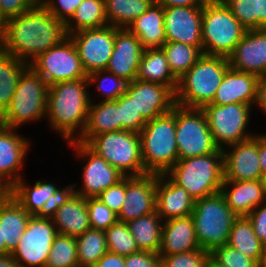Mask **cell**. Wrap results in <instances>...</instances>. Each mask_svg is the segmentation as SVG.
Here are the masks:
<instances>
[{"mask_svg":"<svg viewBox=\"0 0 266 267\" xmlns=\"http://www.w3.org/2000/svg\"><path fill=\"white\" fill-rule=\"evenodd\" d=\"M205 267H219V266H217L214 262H212V261L209 259V261L206 263Z\"/></svg>","mask_w":266,"mask_h":267,"instance_id":"cell-64","label":"cell"},{"mask_svg":"<svg viewBox=\"0 0 266 267\" xmlns=\"http://www.w3.org/2000/svg\"><path fill=\"white\" fill-rule=\"evenodd\" d=\"M89 223L91 228L106 231L118 221L117 214L97 197L86 198Z\"/></svg>","mask_w":266,"mask_h":267,"instance_id":"cell-44","label":"cell"},{"mask_svg":"<svg viewBox=\"0 0 266 267\" xmlns=\"http://www.w3.org/2000/svg\"><path fill=\"white\" fill-rule=\"evenodd\" d=\"M153 2L154 0H104L108 25L128 28Z\"/></svg>","mask_w":266,"mask_h":267,"instance_id":"cell-36","label":"cell"},{"mask_svg":"<svg viewBox=\"0 0 266 267\" xmlns=\"http://www.w3.org/2000/svg\"><path fill=\"white\" fill-rule=\"evenodd\" d=\"M256 105L259 106V108L266 115V74L259 77V80H258V92H257Z\"/></svg>","mask_w":266,"mask_h":267,"instance_id":"cell-55","label":"cell"},{"mask_svg":"<svg viewBox=\"0 0 266 267\" xmlns=\"http://www.w3.org/2000/svg\"><path fill=\"white\" fill-rule=\"evenodd\" d=\"M266 28V0H258V29Z\"/></svg>","mask_w":266,"mask_h":267,"instance_id":"cell-57","label":"cell"},{"mask_svg":"<svg viewBox=\"0 0 266 267\" xmlns=\"http://www.w3.org/2000/svg\"><path fill=\"white\" fill-rule=\"evenodd\" d=\"M229 68L228 57L203 54L178 79L175 92L176 104L186 108L199 109L211 104L216 90Z\"/></svg>","mask_w":266,"mask_h":267,"instance_id":"cell-3","label":"cell"},{"mask_svg":"<svg viewBox=\"0 0 266 267\" xmlns=\"http://www.w3.org/2000/svg\"><path fill=\"white\" fill-rule=\"evenodd\" d=\"M76 244L79 267H94L108 252L105 231L98 229L89 228L82 235L77 236Z\"/></svg>","mask_w":266,"mask_h":267,"instance_id":"cell-38","label":"cell"},{"mask_svg":"<svg viewBox=\"0 0 266 267\" xmlns=\"http://www.w3.org/2000/svg\"><path fill=\"white\" fill-rule=\"evenodd\" d=\"M161 257V267H205L210 253L204 250H193Z\"/></svg>","mask_w":266,"mask_h":267,"instance_id":"cell-47","label":"cell"},{"mask_svg":"<svg viewBox=\"0 0 266 267\" xmlns=\"http://www.w3.org/2000/svg\"><path fill=\"white\" fill-rule=\"evenodd\" d=\"M5 254H11V253L6 249L5 241H2V234L0 228V256Z\"/></svg>","mask_w":266,"mask_h":267,"instance_id":"cell-59","label":"cell"},{"mask_svg":"<svg viewBox=\"0 0 266 267\" xmlns=\"http://www.w3.org/2000/svg\"><path fill=\"white\" fill-rule=\"evenodd\" d=\"M48 88L45 80L28 65L19 77L9 106L0 115V125L16 129L46 118Z\"/></svg>","mask_w":266,"mask_h":267,"instance_id":"cell-6","label":"cell"},{"mask_svg":"<svg viewBox=\"0 0 266 267\" xmlns=\"http://www.w3.org/2000/svg\"><path fill=\"white\" fill-rule=\"evenodd\" d=\"M128 29L140 40L143 49L161 48L166 43L164 7L153 2Z\"/></svg>","mask_w":266,"mask_h":267,"instance_id":"cell-30","label":"cell"},{"mask_svg":"<svg viewBox=\"0 0 266 267\" xmlns=\"http://www.w3.org/2000/svg\"><path fill=\"white\" fill-rule=\"evenodd\" d=\"M139 136L146 173L166 174L179 160L175 106L169 113L147 121Z\"/></svg>","mask_w":266,"mask_h":267,"instance_id":"cell-4","label":"cell"},{"mask_svg":"<svg viewBox=\"0 0 266 267\" xmlns=\"http://www.w3.org/2000/svg\"><path fill=\"white\" fill-rule=\"evenodd\" d=\"M261 186L263 187V191L266 195V172L262 173L260 177Z\"/></svg>","mask_w":266,"mask_h":267,"instance_id":"cell-62","label":"cell"},{"mask_svg":"<svg viewBox=\"0 0 266 267\" xmlns=\"http://www.w3.org/2000/svg\"><path fill=\"white\" fill-rule=\"evenodd\" d=\"M6 20L3 18V16L0 13V42L2 41L4 30H5Z\"/></svg>","mask_w":266,"mask_h":267,"instance_id":"cell-60","label":"cell"},{"mask_svg":"<svg viewBox=\"0 0 266 267\" xmlns=\"http://www.w3.org/2000/svg\"><path fill=\"white\" fill-rule=\"evenodd\" d=\"M210 260L219 267H258L255 260L227 244L213 249Z\"/></svg>","mask_w":266,"mask_h":267,"instance_id":"cell-46","label":"cell"},{"mask_svg":"<svg viewBox=\"0 0 266 267\" xmlns=\"http://www.w3.org/2000/svg\"><path fill=\"white\" fill-rule=\"evenodd\" d=\"M88 108V118L82 135L76 141L87 143L93 136L119 131V101L101 100Z\"/></svg>","mask_w":266,"mask_h":267,"instance_id":"cell-31","label":"cell"},{"mask_svg":"<svg viewBox=\"0 0 266 267\" xmlns=\"http://www.w3.org/2000/svg\"><path fill=\"white\" fill-rule=\"evenodd\" d=\"M105 74V75H103ZM89 85L100 81L97 84V90L101 91L100 95H104L103 100H116L126 92L128 82L121 77L108 72L107 70H98L87 75ZM110 85V86H109Z\"/></svg>","mask_w":266,"mask_h":267,"instance_id":"cell-42","label":"cell"},{"mask_svg":"<svg viewBox=\"0 0 266 267\" xmlns=\"http://www.w3.org/2000/svg\"><path fill=\"white\" fill-rule=\"evenodd\" d=\"M31 216L9 192L0 199L2 241H5L6 249L10 253L17 247Z\"/></svg>","mask_w":266,"mask_h":267,"instance_id":"cell-29","label":"cell"},{"mask_svg":"<svg viewBox=\"0 0 266 267\" xmlns=\"http://www.w3.org/2000/svg\"><path fill=\"white\" fill-rule=\"evenodd\" d=\"M83 0H39V2L55 16L66 23L77 10Z\"/></svg>","mask_w":266,"mask_h":267,"instance_id":"cell-48","label":"cell"},{"mask_svg":"<svg viewBox=\"0 0 266 267\" xmlns=\"http://www.w3.org/2000/svg\"><path fill=\"white\" fill-rule=\"evenodd\" d=\"M117 100L119 101V131L125 130L139 134L146 121L140 112H137L133 100L126 93Z\"/></svg>","mask_w":266,"mask_h":267,"instance_id":"cell-43","label":"cell"},{"mask_svg":"<svg viewBox=\"0 0 266 267\" xmlns=\"http://www.w3.org/2000/svg\"><path fill=\"white\" fill-rule=\"evenodd\" d=\"M8 192V190L0 183V199Z\"/></svg>","mask_w":266,"mask_h":267,"instance_id":"cell-63","label":"cell"},{"mask_svg":"<svg viewBox=\"0 0 266 267\" xmlns=\"http://www.w3.org/2000/svg\"><path fill=\"white\" fill-rule=\"evenodd\" d=\"M157 174L125 177V199L118 221L129 222L156 211Z\"/></svg>","mask_w":266,"mask_h":267,"instance_id":"cell-19","label":"cell"},{"mask_svg":"<svg viewBox=\"0 0 266 267\" xmlns=\"http://www.w3.org/2000/svg\"><path fill=\"white\" fill-rule=\"evenodd\" d=\"M264 204H261L254 208L247 215V217L252 223L254 233L257 235L258 239L266 246V202Z\"/></svg>","mask_w":266,"mask_h":267,"instance_id":"cell-52","label":"cell"},{"mask_svg":"<svg viewBox=\"0 0 266 267\" xmlns=\"http://www.w3.org/2000/svg\"><path fill=\"white\" fill-rule=\"evenodd\" d=\"M49 216L61 235L76 238L91 228L86 198L70 189L54 204Z\"/></svg>","mask_w":266,"mask_h":267,"instance_id":"cell-21","label":"cell"},{"mask_svg":"<svg viewBox=\"0 0 266 267\" xmlns=\"http://www.w3.org/2000/svg\"><path fill=\"white\" fill-rule=\"evenodd\" d=\"M195 199L167 174L157 175L156 211L163 221L192 214Z\"/></svg>","mask_w":266,"mask_h":267,"instance_id":"cell-25","label":"cell"},{"mask_svg":"<svg viewBox=\"0 0 266 267\" xmlns=\"http://www.w3.org/2000/svg\"><path fill=\"white\" fill-rule=\"evenodd\" d=\"M89 86L88 79H79L59 82L48 88V124L68 142L77 140L85 129L91 101Z\"/></svg>","mask_w":266,"mask_h":267,"instance_id":"cell-2","label":"cell"},{"mask_svg":"<svg viewBox=\"0 0 266 267\" xmlns=\"http://www.w3.org/2000/svg\"><path fill=\"white\" fill-rule=\"evenodd\" d=\"M258 80L259 77L252 73L237 71L230 67L225 72L211 104L239 103L253 106L257 102Z\"/></svg>","mask_w":266,"mask_h":267,"instance_id":"cell-26","label":"cell"},{"mask_svg":"<svg viewBox=\"0 0 266 267\" xmlns=\"http://www.w3.org/2000/svg\"><path fill=\"white\" fill-rule=\"evenodd\" d=\"M125 267H161V257L153 252L139 251L125 257Z\"/></svg>","mask_w":266,"mask_h":267,"instance_id":"cell-51","label":"cell"},{"mask_svg":"<svg viewBox=\"0 0 266 267\" xmlns=\"http://www.w3.org/2000/svg\"><path fill=\"white\" fill-rule=\"evenodd\" d=\"M105 239L108 252L126 257L140 251L125 222L111 225L105 231Z\"/></svg>","mask_w":266,"mask_h":267,"instance_id":"cell-41","label":"cell"},{"mask_svg":"<svg viewBox=\"0 0 266 267\" xmlns=\"http://www.w3.org/2000/svg\"><path fill=\"white\" fill-rule=\"evenodd\" d=\"M67 36L65 23L38 1L27 12L6 20L0 49L29 65Z\"/></svg>","mask_w":266,"mask_h":267,"instance_id":"cell-1","label":"cell"},{"mask_svg":"<svg viewBox=\"0 0 266 267\" xmlns=\"http://www.w3.org/2000/svg\"><path fill=\"white\" fill-rule=\"evenodd\" d=\"M221 193L227 206L238 216H247L254 208L266 202L260 180H223Z\"/></svg>","mask_w":266,"mask_h":267,"instance_id":"cell-28","label":"cell"},{"mask_svg":"<svg viewBox=\"0 0 266 267\" xmlns=\"http://www.w3.org/2000/svg\"><path fill=\"white\" fill-rule=\"evenodd\" d=\"M203 6L164 7L166 41L196 46L203 53Z\"/></svg>","mask_w":266,"mask_h":267,"instance_id":"cell-16","label":"cell"},{"mask_svg":"<svg viewBox=\"0 0 266 267\" xmlns=\"http://www.w3.org/2000/svg\"><path fill=\"white\" fill-rule=\"evenodd\" d=\"M257 265L258 267H266V248Z\"/></svg>","mask_w":266,"mask_h":267,"instance_id":"cell-61","label":"cell"},{"mask_svg":"<svg viewBox=\"0 0 266 267\" xmlns=\"http://www.w3.org/2000/svg\"><path fill=\"white\" fill-rule=\"evenodd\" d=\"M222 149L224 180H260L262 169L259 161V135ZM227 150V151H226Z\"/></svg>","mask_w":266,"mask_h":267,"instance_id":"cell-18","label":"cell"},{"mask_svg":"<svg viewBox=\"0 0 266 267\" xmlns=\"http://www.w3.org/2000/svg\"><path fill=\"white\" fill-rule=\"evenodd\" d=\"M162 222L164 221L157 211L127 222L140 251L158 254L161 247Z\"/></svg>","mask_w":266,"mask_h":267,"instance_id":"cell-33","label":"cell"},{"mask_svg":"<svg viewBox=\"0 0 266 267\" xmlns=\"http://www.w3.org/2000/svg\"><path fill=\"white\" fill-rule=\"evenodd\" d=\"M143 50L135 34L128 28H119L115 33L114 49L106 70L128 83L133 82L137 78Z\"/></svg>","mask_w":266,"mask_h":267,"instance_id":"cell-23","label":"cell"},{"mask_svg":"<svg viewBox=\"0 0 266 267\" xmlns=\"http://www.w3.org/2000/svg\"><path fill=\"white\" fill-rule=\"evenodd\" d=\"M195 199L221 192L224 180L223 151L180 159L166 173Z\"/></svg>","mask_w":266,"mask_h":267,"instance_id":"cell-5","label":"cell"},{"mask_svg":"<svg viewBox=\"0 0 266 267\" xmlns=\"http://www.w3.org/2000/svg\"><path fill=\"white\" fill-rule=\"evenodd\" d=\"M24 181V182H23ZM54 183L36 181L33 187L21 178L8 192L32 216L50 215L54 204L69 190Z\"/></svg>","mask_w":266,"mask_h":267,"instance_id":"cell-24","label":"cell"},{"mask_svg":"<svg viewBox=\"0 0 266 267\" xmlns=\"http://www.w3.org/2000/svg\"><path fill=\"white\" fill-rule=\"evenodd\" d=\"M136 79L169 86L174 92L178 86L161 48L143 50Z\"/></svg>","mask_w":266,"mask_h":267,"instance_id":"cell-32","label":"cell"},{"mask_svg":"<svg viewBox=\"0 0 266 267\" xmlns=\"http://www.w3.org/2000/svg\"><path fill=\"white\" fill-rule=\"evenodd\" d=\"M16 129L0 125V183L9 191L21 178L24 158L31 146Z\"/></svg>","mask_w":266,"mask_h":267,"instance_id":"cell-20","label":"cell"},{"mask_svg":"<svg viewBox=\"0 0 266 267\" xmlns=\"http://www.w3.org/2000/svg\"><path fill=\"white\" fill-rule=\"evenodd\" d=\"M118 29V27L107 25L69 34L87 75L94 71L106 70L113 53L115 33Z\"/></svg>","mask_w":266,"mask_h":267,"instance_id":"cell-15","label":"cell"},{"mask_svg":"<svg viewBox=\"0 0 266 267\" xmlns=\"http://www.w3.org/2000/svg\"><path fill=\"white\" fill-rule=\"evenodd\" d=\"M125 93L146 122L169 113L176 105L175 92L159 83L135 79L127 84Z\"/></svg>","mask_w":266,"mask_h":267,"instance_id":"cell-17","label":"cell"},{"mask_svg":"<svg viewBox=\"0 0 266 267\" xmlns=\"http://www.w3.org/2000/svg\"><path fill=\"white\" fill-rule=\"evenodd\" d=\"M29 66L48 86L69 80L87 79L77 48L69 35L59 44L40 54Z\"/></svg>","mask_w":266,"mask_h":267,"instance_id":"cell-11","label":"cell"},{"mask_svg":"<svg viewBox=\"0 0 266 267\" xmlns=\"http://www.w3.org/2000/svg\"><path fill=\"white\" fill-rule=\"evenodd\" d=\"M246 31L223 0H209L203 6V54L228 57Z\"/></svg>","mask_w":266,"mask_h":267,"instance_id":"cell-8","label":"cell"},{"mask_svg":"<svg viewBox=\"0 0 266 267\" xmlns=\"http://www.w3.org/2000/svg\"><path fill=\"white\" fill-rule=\"evenodd\" d=\"M246 30L258 29V0H223Z\"/></svg>","mask_w":266,"mask_h":267,"instance_id":"cell-45","label":"cell"},{"mask_svg":"<svg viewBox=\"0 0 266 267\" xmlns=\"http://www.w3.org/2000/svg\"><path fill=\"white\" fill-rule=\"evenodd\" d=\"M94 267H125V257L107 252L98 260Z\"/></svg>","mask_w":266,"mask_h":267,"instance_id":"cell-53","label":"cell"},{"mask_svg":"<svg viewBox=\"0 0 266 267\" xmlns=\"http://www.w3.org/2000/svg\"><path fill=\"white\" fill-rule=\"evenodd\" d=\"M176 141L180 159L215 153V144L202 109L175 105Z\"/></svg>","mask_w":266,"mask_h":267,"instance_id":"cell-10","label":"cell"},{"mask_svg":"<svg viewBox=\"0 0 266 267\" xmlns=\"http://www.w3.org/2000/svg\"><path fill=\"white\" fill-rule=\"evenodd\" d=\"M209 0H154L163 7L204 6Z\"/></svg>","mask_w":266,"mask_h":267,"instance_id":"cell-54","label":"cell"},{"mask_svg":"<svg viewBox=\"0 0 266 267\" xmlns=\"http://www.w3.org/2000/svg\"><path fill=\"white\" fill-rule=\"evenodd\" d=\"M229 66L258 77L266 74V28L247 30L228 56Z\"/></svg>","mask_w":266,"mask_h":267,"instance_id":"cell-22","label":"cell"},{"mask_svg":"<svg viewBox=\"0 0 266 267\" xmlns=\"http://www.w3.org/2000/svg\"><path fill=\"white\" fill-rule=\"evenodd\" d=\"M107 25L104 0H83L65 23V30L69 35L81 30L97 29Z\"/></svg>","mask_w":266,"mask_h":267,"instance_id":"cell-35","label":"cell"},{"mask_svg":"<svg viewBox=\"0 0 266 267\" xmlns=\"http://www.w3.org/2000/svg\"><path fill=\"white\" fill-rule=\"evenodd\" d=\"M86 145L125 177L147 174L138 133L120 130L93 136Z\"/></svg>","mask_w":266,"mask_h":267,"instance_id":"cell-9","label":"cell"},{"mask_svg":"<svg viewBox=\"0 0 266 267\" xmlns=\"http://www.w3.org/2000/svg\"><path fill=\"white\" fill-rule=\"evenodd\" d=\"M266 134V133H265ZM259 134V161L262 172H266V135Z\"/></svg>","mask_w":266,"mask_h":267,"instance_id":"cell-56","label":"cell"},{"mask_svg":"<svg viewBox=\"0 0 266 267\" xmlns=\"http://www.w3.org/2000/svg\"><path fill=\"white\" fill-rule=\"evenodd\" d=\"M45 267H79L76 238L58 234Z\"/></svg>","mask_w":266,"mask_h":267,"instance_id":"cell-40","label":"cell"},{"mask_svg":"<svg viewBox=\"0 0 266 267\" xmlns=\"http://www.w3.org/2000/svg\"><path fill=\"white\" fill-rule=\"evenodd\" d=\"M39 0H0V13L5 20L30 10Z\"/></svg>","mask_w":266,"mask_h":267,"instance_id":"cell-50","label":"cell"},{"mask_svg":"<svg viewBox=\"0 0 266 267\" xmlns=\"http://www.w3.org/2000/svg\"><path fill=\"white\" fill-rule=\"evenodd\" d=\"M161 49L167 58L171 72L177 79L181 78L203 55L196 46L180 42L166 41Z\"/></svg>","mask_w":266,"mask_h":267,"instance_id":"cell-39","label":"cell"},{"mask_svg":"<svg viewBox=\"0 0 266 267\" xmlns=\"http://www.w3.org/2000/svg\"><path fill=\"white\" fill-rule=\"evenodd\" d=\"M27 66L23 60L0 49V115L9 106L19 77Z\"/></svg>","mask_w":266,"mask_h":267,"instance_id":"cell-37","label":"cell"},{"mask_svg":"<svg viewBox=\"0 0 266 267\" xmlns=\"http://www.w3.org/2000/svg\"><path fill=\"white\" fill-rule=\"evenodd\" d=\"M70 147L75 148L77 158L87 159L86 165L82 168V188L74 189V185L69 188L75 194L84 198L97 197L102 191L116 185L125 176L115 167L111 166L104 158L93 152L85 143L79 141L68 142ZM84 157V158H83Z\"/></svg>","mask_w":266,"mask_h":267,"instance_id":"cell-14","label":"cell"},{"mask_svg":"<svg viewBox=\"0 0 266 267\" xmlns=\"http://www.w3.org/2000/svg\"><path fill=\"white\" fill-rule=\"evenodd\" d=\"M97 198L118 215L125 199V177L116 185L102 191Z\"/></svg>","mask_w":266,"mask_h":267,"instance_id":"cell-49","label":"cell"},{"mask_svg":"<svg viewBox=\"0 0 266 267\" xmlns=\"http://www.w3.org/2000/svg\"><path fill=\"white\" fill-rule=\"evenodd\" d=\"M230 247L239 250L243 255L259 262L265 245L254 233L251 221L247 216H238L230 231L228 244Z\"/></svg>","mask_w":266,"mask_h":267,"instance_id":"cell-34","label":"cell"},{"mask_svg":"<svg viewBox=\"0 0 266 267\" xmlns=\"http://www.w3.org/2000/svg\"><path fill=\"white\" fill-rule=\"evenodd\" d=\"M193 250L203 249L199 246L191 215L163 222L159 256H169Z\"/></svg>","mask_w":266,"mask_h":267,"instance_id":"cell-27","label":"cell"},{"mask_svg":"<svg viewBox=\"0 0 266 267\" xmlns=\"http://www.w3.org/2000/svg\"><path fill=\"white\" fill-rule=\"evenodd\" d=\"M0 267H18L11 254L0 256Z\"/></svg>","mask_w":266,"mask_h":267,"instance_id":"cell-58","label":"cell"},{"mask_svg":"<svg viewBox=\"0 0 266 267\" xmlns=\"http://www.w3.org/2000/svg\"><path fill=\"white\" fill-rule=\"evenodd\" d=\"M58 235L49 215L31 216L17 247L11 253L18 267H45Z\"/></svg>","mask_w":266,"mask_h":267,"instance_id":"cell-13","label":"cell"},{"mask_svg":"<svg viewBox=\"0 0 266 267\" xmlns=\"http://www.w3.org/2000/svg\"><path fill=\"white\" fill-rule=\"evenodd\" d=\"M212 133L215 144L224 149L256 134L246 132L251 105L232 103L228 105L207 104L201 108ZM225 144V145H224Z\"/></svg>","mask_w":266,"mask_h":267,"instance_id":"cell-12","label":"cell"},{"mask_svg":"<svg viewBox=\"0 0 266 267\" xmlns=\"http://www.w3.org/2000/svg\"><path fill=\"white\" fill-rule=\"evenodd\" d=\"M191 216L199 246L209 253L228 244L231 228L238 218L221 192L195 200Z\"/></svg>","mask_w":266,"mask_h":267,"instance_id":"cell-7","label":"cell"}]
</instances>
